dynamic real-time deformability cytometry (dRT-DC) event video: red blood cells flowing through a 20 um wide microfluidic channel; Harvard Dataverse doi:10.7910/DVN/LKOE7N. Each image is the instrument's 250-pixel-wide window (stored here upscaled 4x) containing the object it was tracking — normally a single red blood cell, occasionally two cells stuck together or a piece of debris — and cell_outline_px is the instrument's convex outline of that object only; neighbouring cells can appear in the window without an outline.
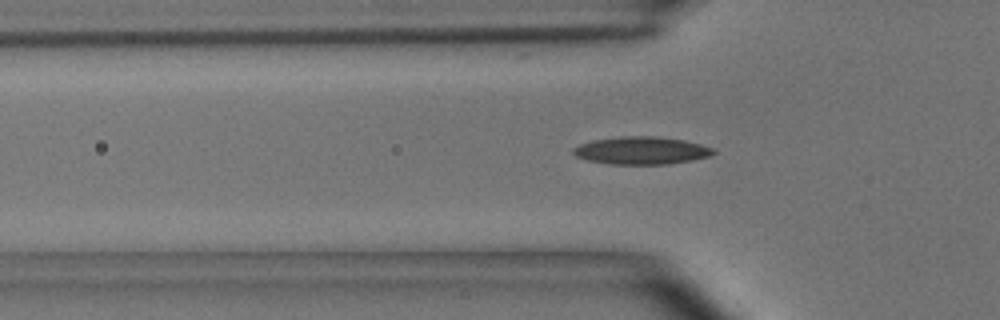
{"species": "common noctule bat (a hibernating species)", "species_latin": "Nyctalus noctula", "temperature_condition": "room temperature", "stored_images_in_passage": 37, "camera_frame_rate_fps": 3000, "um_per_image_px": 0.085, "animal": {"sex": "male", "body_mass_g": 15.6}, "frame": {"image": 1, "passage_image": 4, "time_ms": 1.0, "image_size_px": [1000, 320], "cell_outline_px": [[716, 152], [708, 156], [692, 160], [668, 164], [608, 164], [588, 160], [576, 156], [572, 152], [572, 148], [580, 144], [592, 140], [620, 136], [656, 136], [684, 140], [700, 144], [712, 148]], "centroid_in_image_um": [54.49, 12.79], "position_along_channel_um": 71.3, "area_um2": 22.54}}
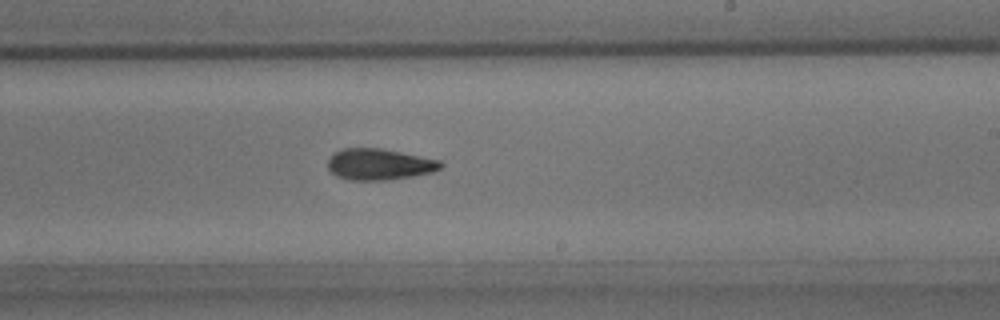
{"frame": {"image": 2, "passage_image": 19, "time_ms": 6.0, "image_size_px": [1000, 320], "cell_outline_px": [[444, 164], [440, 168], [432, 172], [412, 176], [384, 180], [348, 180], [336, 176], [328, 168], [328, 160], [332, 152], [340, 148], [380, 148], [440, 160]], "centroid_in_image_um": [32.19, 13.96], "position_along_channel_um": 256.8, "area_um2": 20.58}}
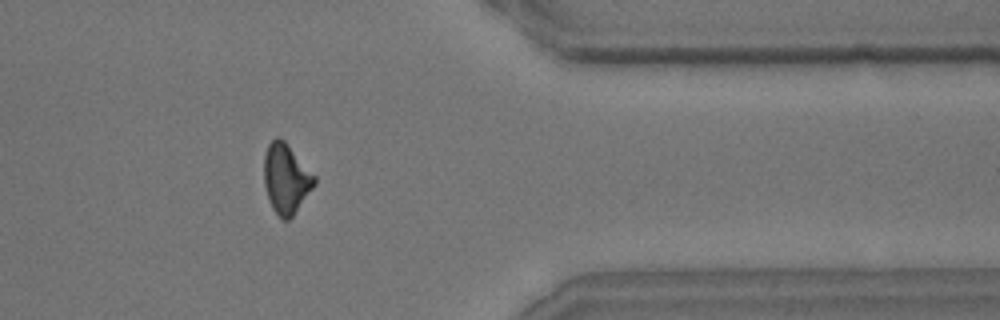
{"frame": {"image": 3, "passage_image": 31, "time_ms": 10.0, "image_size_px": [1000, 320], "cell_outline_px": [[316, 184], [292, 216], [288, 220], [280, 220], [272, 208], [268, 200], [264, 184], [264, 156], [268, 144], [276, 136], [280, 136], [284, 140], [316, 176]], "centroid_in_image_um": [24.3, 15.19], "position_along_channel_um": 387.1, "area_um2": 20.63}, "authors_computed_cell_mechanics": {"area_um2": 20.6924, "velocity_mm_per_s": 3.6886, "shape_relaxation_time_tau1_ms": 4.7445, "shape_relaxation_time_tau2_ms": 3.7125, "deformation_change_tau1": 0.1679, "deformation_change_tau2": 0.1185}}